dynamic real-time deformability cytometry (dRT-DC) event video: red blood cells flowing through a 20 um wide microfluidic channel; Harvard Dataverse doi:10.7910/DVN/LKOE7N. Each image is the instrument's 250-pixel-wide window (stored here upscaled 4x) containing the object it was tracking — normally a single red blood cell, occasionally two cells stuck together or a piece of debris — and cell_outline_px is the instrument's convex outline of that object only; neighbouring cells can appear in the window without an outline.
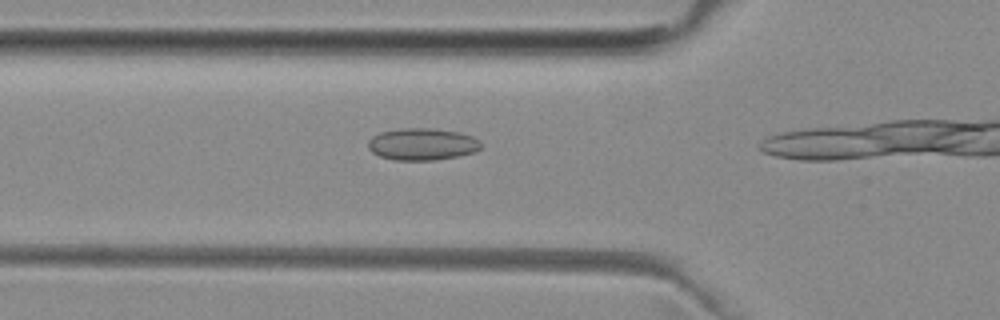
{"species": "common noctule bat (a hibernating species)", "species_latin": "Nyctalus noctula", "temperature_condition": "room temperature", "stored_images_in_passage": 10, "camera_frame_rate_fps": 3000, "um_per_image_px": 0.085, "animal": {"sex": "female", "body_mass_g": 29.2, "forearm_length_mm": 56.3}, "frame": {"image": 1, "passage_image": 7, "time_ms": 2.0, "image_size_px": [1000, 320], "cell_outline_px": [[480, 148], [476, 152], [436, 160], [396, 160], [380, 156], [372, 152], [368, 148], [368, 140], [372, 136], [380, 132], [400, 128], [436, 128], [460, 132], [472, 136], [480, 140]], "centroid_in_image_um": [35.89, 12.24], "position_along_channel_um": 89.9, "area_um2": 21.21}}